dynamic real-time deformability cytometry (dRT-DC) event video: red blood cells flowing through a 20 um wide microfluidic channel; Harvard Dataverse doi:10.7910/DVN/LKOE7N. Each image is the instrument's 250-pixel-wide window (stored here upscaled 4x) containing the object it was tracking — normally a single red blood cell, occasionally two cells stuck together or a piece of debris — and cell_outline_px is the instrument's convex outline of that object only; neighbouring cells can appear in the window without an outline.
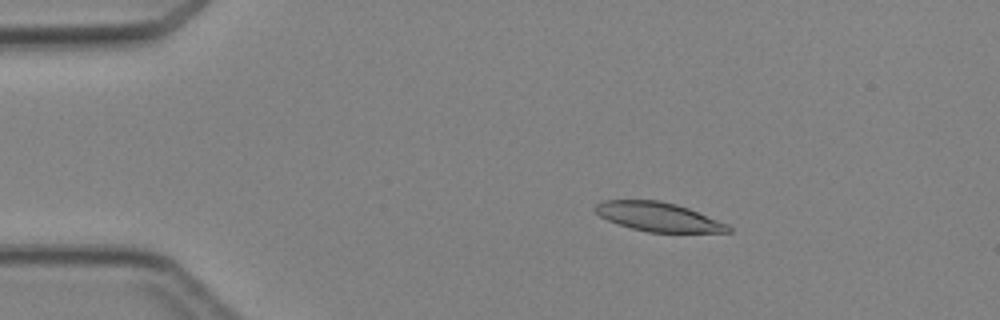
{"species": "Egyptian fruit bat (a non-hibernating species)", "species_latin": "Rousettus aegyptiacus", "temperature_condition": "cold", "stored_images_in_passage": 4, "camera_frame_rate_fps": 3000, "um_per_image_px": 0.085, "animal": {"sex": "female"}, "frame": {"image": 1, "passage_image": 2, "time_ms": 1.0, "image_size_px": [1000, 320], "cell_outline_px": [[732, 232], [648, 232], [632, 228], [608, 220], [600, 216], [592, 208], [600, 200], [660, 200], [676, 204], [688, 208], [728, 224], [732, 228]], "centroid_in_image_um": [55.94, 18.42], "position_along_channel_um": 29.1, "area_um2": 22.43}}
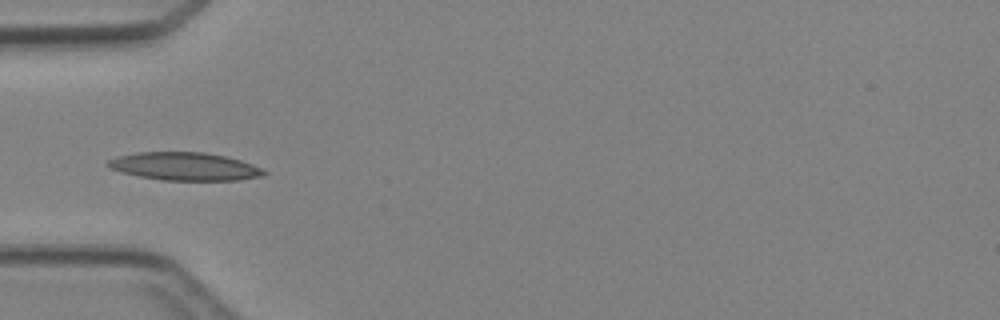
{"frame": {"image": 2, "passage_image": 4, "time_ms": 3.333, "image_size_px": [1000, 320], "cell_outline_px": [[268, 172], [264, 176], [240, 180], [164, 180], [140, 176], [120, 172], [108, 168], [104, 164], [108, 160], [116, 156], [136, 152], [204, 152], [224, 156], [240, 160], [252, 164]], "centroid_in_image_um": [15.66, 14.14], "position_along_channel_um": 69.3, "area_um2": 25.55}}